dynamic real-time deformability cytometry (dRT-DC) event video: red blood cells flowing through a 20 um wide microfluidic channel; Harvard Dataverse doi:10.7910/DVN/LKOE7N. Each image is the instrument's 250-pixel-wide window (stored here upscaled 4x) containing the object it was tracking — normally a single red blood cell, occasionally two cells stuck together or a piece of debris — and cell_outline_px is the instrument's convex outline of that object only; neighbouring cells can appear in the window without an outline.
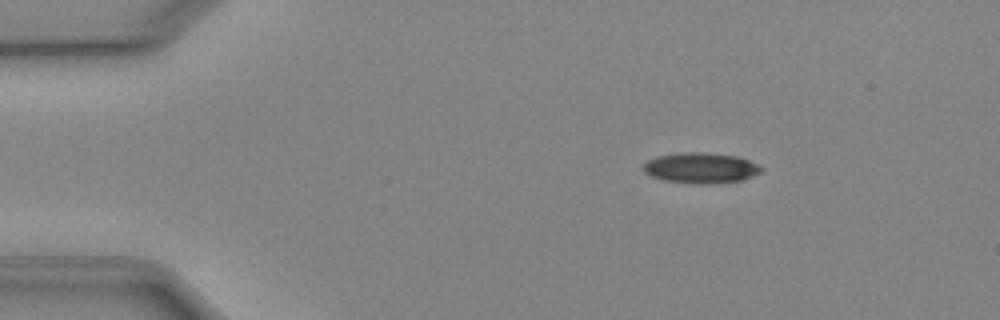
{"species": "Egyptian fruit bat (a non-hibernating species)", "species_latin": "Rousettus aegyptiacus", "temperature_condition": "cold", "stored_images_in_passage": 44, "camera_frame_rate_fps": 3000, "um_per_image_px": 0.085, "animal": {"sex": "female"}, "frame": {"image": 1, "passage_image": 1, "time_ms": 0.0, "image_size_px": [1000, 320], "cell_outline_px": [[764, 168], [760, 172], [752, 176], [740, 180], [708, 184], [696, 184], [664, 180], [652, 176], [644, 172], [644, 164], [648, 160], [656, 156], [680, 152], [704, 152], [736, 156], [748, 160]], "centroid_in_image_um": [59.55, 14.27], "position_along_channel_um": 25.5, "area_um2": 20.87}}
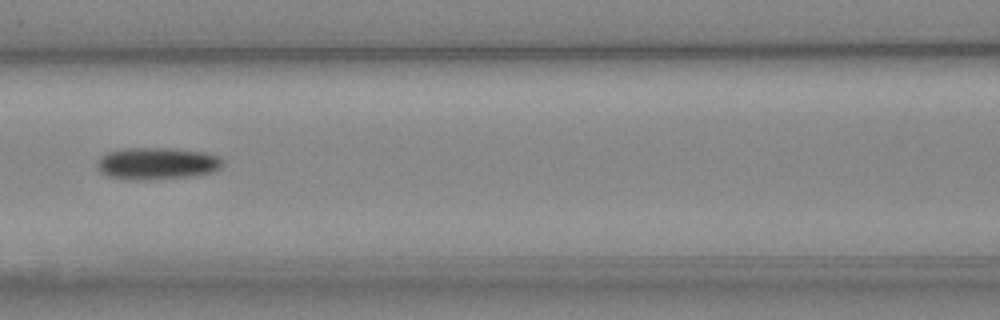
{"frame": {"image": 2, "passage_image": 16, "time_ms": 5.0, "image_size_px": [1000, 320], "cell_outline_px": [[224, 164], [220, 168], [212, 172], [196, 176], [140, 180], [128, 180], [108, 176], [100, 172], [96, 168], [96, 160], [100, 156], [108, 152], [124, 148], [176, 148], [204, 152], [216, 156], [224, 160]], "centroid_in_image_um": [13.32, 13.89], "position_along_channel_um": 153.3, "area_um2": 23.81}}
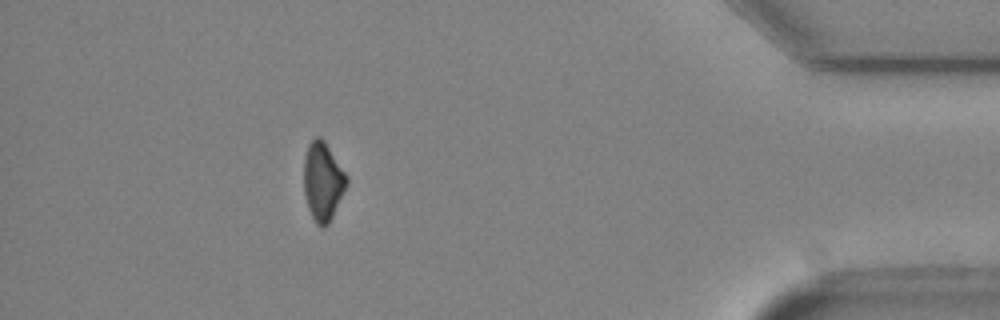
{"frame": {"image": 3, "passage_image": 39, "time_ms": 12.667, "image_size_px": [1000, 320], "cell_outline_px": [[348, 184], [328, 224], [324, 228], [320, 228], [316, 224], [308, 208], [304, 192], [304, 160], [308, 144], [316, 136], [320, 136], [324, 140], [348, 176]], "centroid_in_image_um": [27.44, 15.42], "position_along_channel_um": 407.8, "area_um2": 19.59}, "authors_computed_cell_mechanics": {"area_um2": 21.3282, "velocity_mm_per_s": 3.9573, "shape_relaxation_time_tau1_ms": 8.8855, "shape_relaxation_time_tau2_ms": null, "deformation_change_tau1": 0.1428, "deformation_change_tau2": null}}